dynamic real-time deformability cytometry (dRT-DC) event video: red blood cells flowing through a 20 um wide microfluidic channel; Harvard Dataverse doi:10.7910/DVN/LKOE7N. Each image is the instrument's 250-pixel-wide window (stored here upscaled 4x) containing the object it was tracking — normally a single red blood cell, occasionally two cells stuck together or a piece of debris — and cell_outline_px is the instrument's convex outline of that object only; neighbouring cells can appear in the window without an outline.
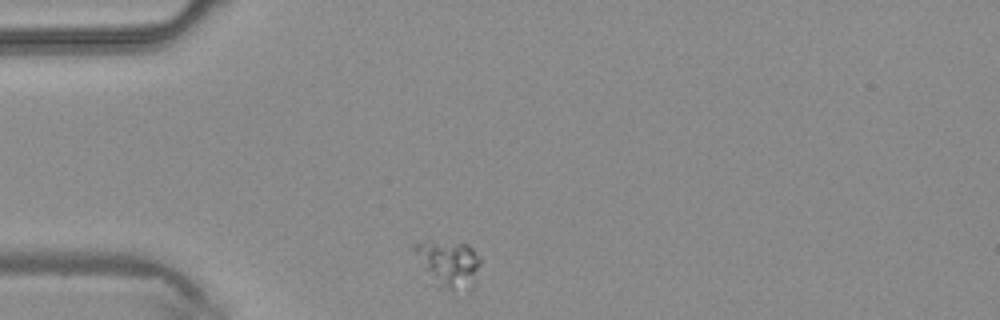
{"species": "common noctule bat (a hibernating species)", "species_latin": "Nyctalus noctula", "temperature_condition": "warm", "stored_images_in_passage": 37, "camera_frame_rate_fps": 3000, "um_per_image_px": 0.085, "animal": {"sex": "male", "body_mass_g": 20.4}, "frame": {"image": 1, "passage_image": 1, "time_ms": 0.0, "image_size_px": [1000, 320], "cell_outline_px": [[480, 264], [472, 288], [468, 292], [444, 288], [424, 268], [412, 248], [412, 244], [428, 240], [432, 240], [464, 244], [472, 248], [480, 256]], "centroid_in_image_um": [38.18, 22.38], "position_along_channel_um": 46.8, "area_um2": 17.51}}
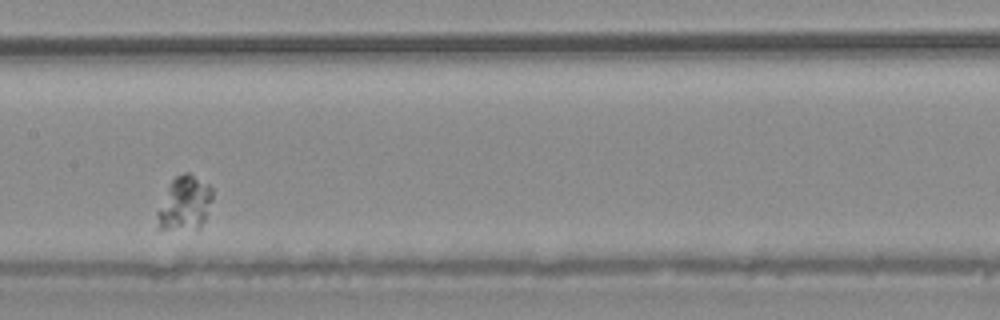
{"frame": {"image": 2, "passage_image": 13, "time_ms": 4.0, "image_size_px": [1000, 320], "cell_outline_px": [[212, 200], [204, 220], [200, 228], [156, 232], [156, 212], [172, 180], [176, 176], [184, 172], [188, 172], [208, 184], [212, 188]], "centroid_in_image_um": [15.64, 17.35], "position_along_channel_um": 191.8, "area_um2": 17.8}}
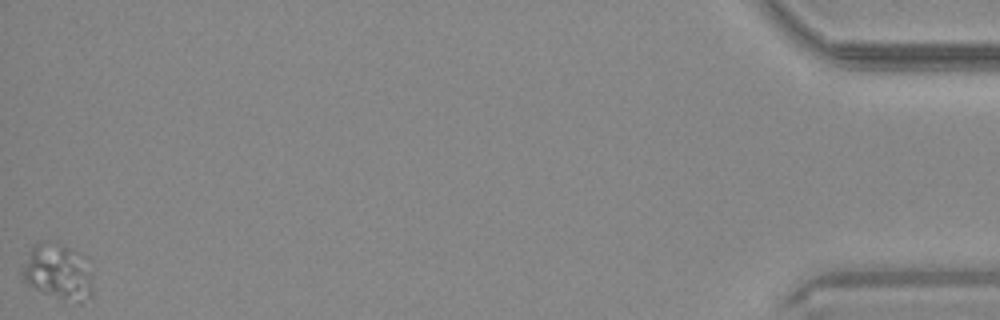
{"frame": {"image": 3, "passage_image": 37, "time_ms": 12.0, "image_size_px": [1000, 320], "cell_outline_px": [[92, 300], [80, 304], [76, 304], [64, 300], [44, 292], [28, 284], [24, 280], [20, 268], [32, 248], [36, 244], [40, 244], [72, 248], [80, 252], [92, 288]], "centroid_in_image_um": [4.92, 23.21], "position_along_channel_um": 430.3, "area_um2": 22.02}}